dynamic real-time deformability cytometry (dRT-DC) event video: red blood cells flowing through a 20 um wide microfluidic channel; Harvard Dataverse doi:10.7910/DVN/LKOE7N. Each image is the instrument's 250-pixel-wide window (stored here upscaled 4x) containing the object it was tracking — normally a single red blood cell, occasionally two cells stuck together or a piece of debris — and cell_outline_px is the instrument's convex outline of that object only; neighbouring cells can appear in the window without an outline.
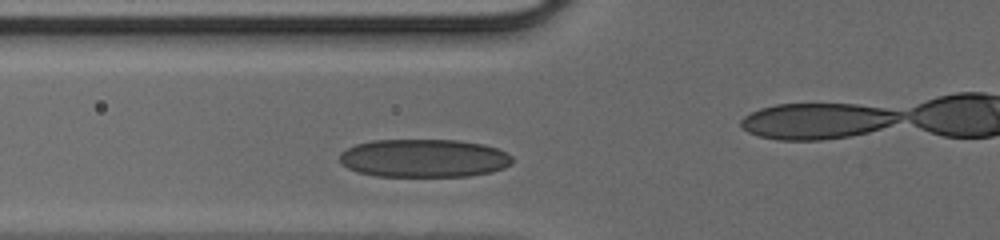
{"species": "human", "species_latin": "Homo sapiens", "temperature_condition": "cold", "stored_images_in_passage": 38, "camera_frame_rate_fps": 3000, "um_per_image_px": 0.085, "donor": {"sex": "male"}, "frame": {"image": 1, "passage_image": 15, "time_ms": 4.667, "image_size_px": [1000, 240], "cell_outline_px": [[512, 164], [504, 168], [492, 172], [468, 176], [376, 176], [356, 172], [340, 164], [340, 152], [356, 144], [372, 140], [460, 140], [484, 144], [496, 148], [512, 156]], "centroid_in_image_um": [36.02, 13.45], "position_along_channel_um": 89.8, "area_um2": 38.67}}
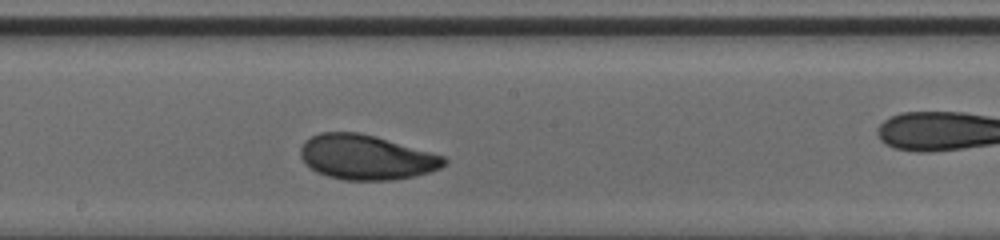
{"frame": {"image": 2, "passage_image": 24, "time_ms": 7.667, "image_size_px": [1000, 240], "cell_outline_px": [[448, 164], [440, 168], [416, 176], [392, 180], [344, 180], [328, 176], [316, 172], [300, 156], [300, 148], [304, 140], [320, 132], [360, 132], [376, 136], [444, 156], [448, 160]], "centroid_in_image_um": [31.14, 13.36], "position_along_channel_um": 217.1, "area_um2": 37.51}}
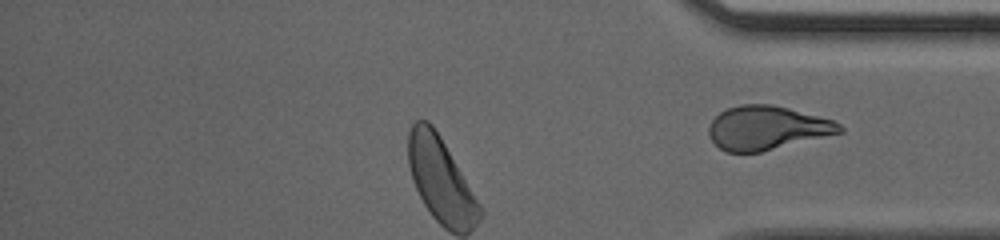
{"frame": {"image": 3, "passage_image": 38, "time_ms": 12.333, "image_size_px": [1000, 240], "cell_outline_px": [[844, 132], [760, 152], [724, 152], [708, 136], [708, 128], [712, 120], [720, 112], [728, 108], [740, 104], [772, 104], [788, 108], [832, 120], [840, 124], [844, 128]], "centroid_in_image_um": [65.18, 10.87], "position_along_channel_um": 370.0, "area_um2": 33.29}}